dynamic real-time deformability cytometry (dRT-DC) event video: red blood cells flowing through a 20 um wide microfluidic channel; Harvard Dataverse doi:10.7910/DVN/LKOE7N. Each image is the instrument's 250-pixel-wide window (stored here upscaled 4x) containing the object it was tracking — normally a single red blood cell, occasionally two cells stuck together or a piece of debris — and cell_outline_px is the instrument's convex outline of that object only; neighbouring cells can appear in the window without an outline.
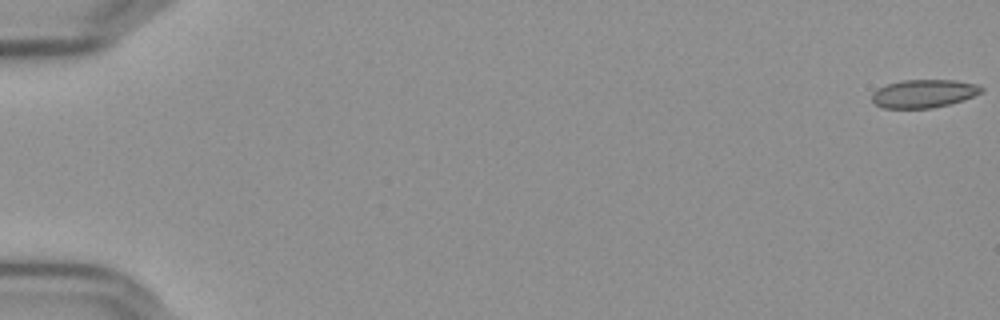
{"species": "Egyptian fruit bat (a non-hibernating species)", "species_latin": "Rousettus aegyptiacus", "temperature_condition": "cold", "stored_images_in_passage": 19, "camera_frame_rate_fps": 3000, "um_per_image_px": 0.085, "frame": {"image": 1, "passage_image": 1, "time_ms": 0.0, "image_size_px": [1000, 320], "cell_outline_px": [[984, 88], [980, 92], [964, 100], [932, 108], [880, 108], [872, 100], [872, 92], [888, 84], [904, 80], [956, 80], [976, 84]], "centroid_in_image_um": [78.51, 7.96], "position_along_channel_um": 6.5, "area_um2": 17.8}}
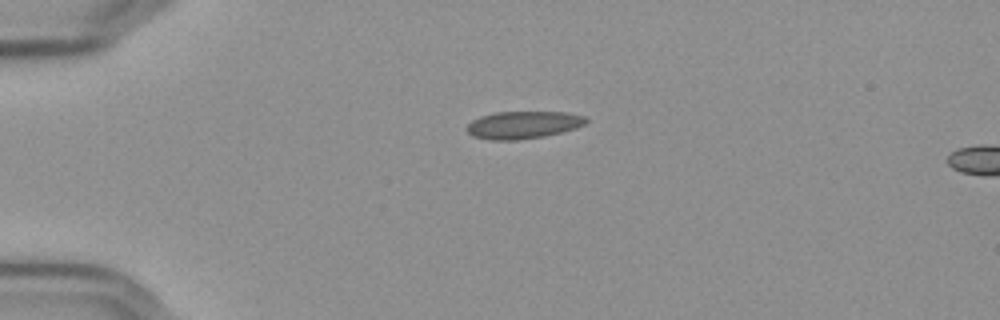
{"frame": {"image": 2, "passage_image": 15, "time_ms": 4.667, "image_size_px": [1000, 320], "cell_outline_px": [[588, 120], [584, 124], [576, 128], [544, 136], [516, 140], [492, 140], [472, 136], [464, 128], [472, 120], [480, 116], [496, 112], [568, 112], [584, 116]], "centroid_in_image_um": [44.44, 10.61], "position_along_channel_um": 40.6, "area_um2": 19.07}}